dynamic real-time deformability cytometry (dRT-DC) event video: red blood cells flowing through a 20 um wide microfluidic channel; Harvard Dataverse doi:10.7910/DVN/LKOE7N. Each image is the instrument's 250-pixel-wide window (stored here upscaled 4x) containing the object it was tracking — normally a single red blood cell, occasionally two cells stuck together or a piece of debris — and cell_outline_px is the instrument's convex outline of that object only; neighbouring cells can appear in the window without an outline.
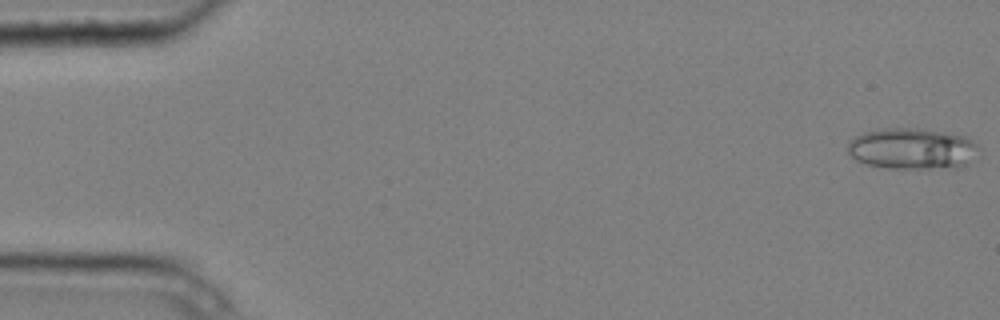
{"species": "common noctule bat (a hibernating species)", "species_latin": "Nyctalus noctula", "temperature_condition": "cold", "stored_images_in_passage": 7, "camera_frame_rate_fps": 3000, "um_per_image_px": 0.085, "animal": {"sex": "male", "body_mass_g": 20.4}, "frame": {"image": 1, "passage_image": 1, "time_ms": 0.0, "image_size_px": [1000, 320], "cell_outline_px": [[980, 148], [968, 164], [960, 168], [888, 168], [868, 164], [856, 160], [848, 152], [848, 140], [864, 132], [884, 128], [908, 128], [940, 132], [964, 136], [972, 140]], "centroid_in_image_um": [77.53, 12.65], "position_along_channel_um": 7.5, "area_um2": 31.27}}